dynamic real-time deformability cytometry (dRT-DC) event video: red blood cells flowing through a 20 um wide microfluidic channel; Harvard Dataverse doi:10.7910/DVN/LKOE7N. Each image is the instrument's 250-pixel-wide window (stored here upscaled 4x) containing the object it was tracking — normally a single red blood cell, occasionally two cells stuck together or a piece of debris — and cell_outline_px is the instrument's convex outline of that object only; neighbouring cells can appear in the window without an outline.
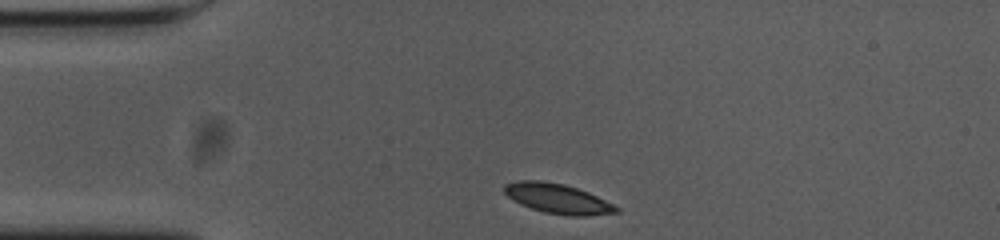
{"species": "common noctule bat (a hibernating species)", "species_latin": "Nyctalus noctula", "temperature_condition": "cold", "stored_images_in_passage": 34, "camera_frame_rate_fps": 3000, "um_per_image_px": 0.085, "animal": {"sex": "female", "body_mass_g": 23.0, "forearm_length_mm": 53.4}, "frame": {"image": 1, "passage_image": 1, "time_ms": 0.0, "image_size_px": [1000, 240], "cell_outline_px": [[620, 212], [584, 216], [572, 216], [544, 212], [520, 204], [512, 200], [504, 192], [504, 184], [520, 180], [540, 180], [564, 184], [588, 192], [620, 208]], "centroid_in_image_um": [47.38, 16.88], "position_along_channel_um": 37.6, "area_um2": 19.31}}
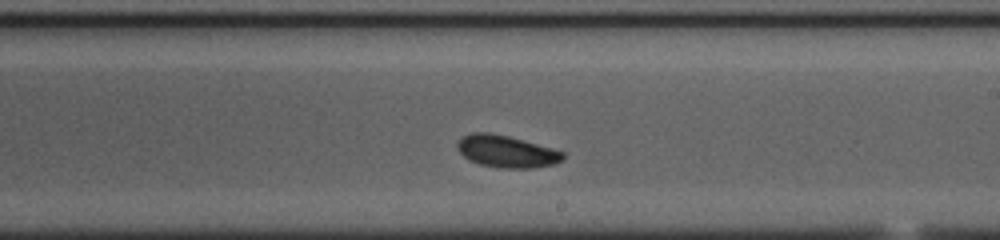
{"frame": {"image": 2, "passage_image": 21, "time_ms": 6.667, "image_size_px": [1000, 240], "cell_outline_px": [[564, 160], [556, 164], [532, 168], [496, 168], [480, 164], [468, 160], [460, 152], [456, 144], [464, 136], [472, 132], [488, 132], [508, 136], [552, 148], [564, 152]], "centroid_in_image_um": [43.07, 12.88], "position_along_channel_um": 245.9, "area_um2": 19.77}}
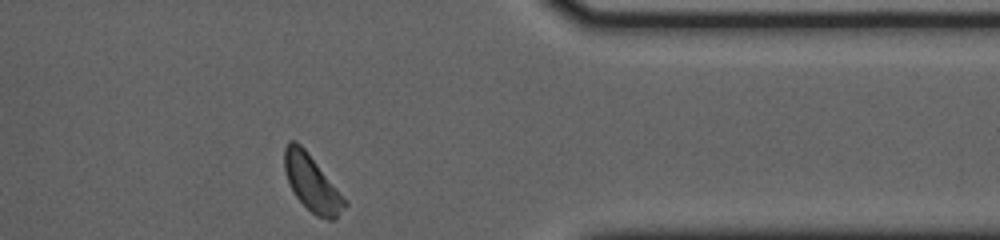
{"frame": {"image": 3, "passage_image": 34, "time_ms": 11.0, "image_size_px": [1000, 240], "cell_outline_px": [[348, 204], [336, 220], [328, 220], [316, 216], [296, 196], [284, 172], [284, 148], [288, 140], [296, 140], [304, 148], [348, 200]], "centroid_in_image_um": [26.54, 15.57], "position_along_channel_um": 384.9, "area_um2": 19.83}}